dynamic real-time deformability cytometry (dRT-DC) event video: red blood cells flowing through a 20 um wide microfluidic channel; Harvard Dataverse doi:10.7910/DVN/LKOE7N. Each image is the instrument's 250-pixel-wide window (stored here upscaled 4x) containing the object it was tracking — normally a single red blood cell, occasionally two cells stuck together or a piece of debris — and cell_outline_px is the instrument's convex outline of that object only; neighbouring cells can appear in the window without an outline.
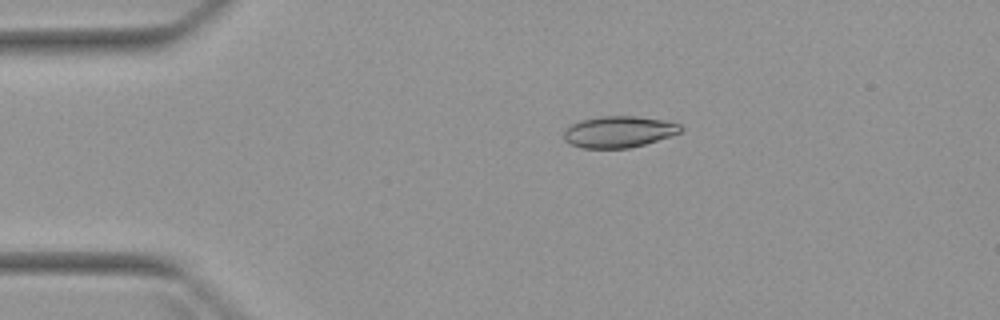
{"species": "Egyptian fruit bat (a non-hibernating species)", "species_latin": "Rousettus aegyptiacus", "temperature_condition": "warm", "stored_images_in_passage": 3, "camera_frame_rate_fps": 3000, "um_per_image_px": 0.085, "animal": {"sex": "female"}, "frame": {"image": 1, "passage_image": 2, "time_ms": 1.0, "image_size_px": [1000, 320], "cell_outline_px": [[684, 128], [680, 132], [644, 144], [628, 148], [584, 148], [568, 144], [564, 140], [564, 132], [572, 124], [580, 120], [600, 116], [636, 116], [664, 120], [680, 124]], "centroid_in_image_um": [52.57, 11.2], "position_along_channel_um": 32.4, "area_um2": 21.27}}